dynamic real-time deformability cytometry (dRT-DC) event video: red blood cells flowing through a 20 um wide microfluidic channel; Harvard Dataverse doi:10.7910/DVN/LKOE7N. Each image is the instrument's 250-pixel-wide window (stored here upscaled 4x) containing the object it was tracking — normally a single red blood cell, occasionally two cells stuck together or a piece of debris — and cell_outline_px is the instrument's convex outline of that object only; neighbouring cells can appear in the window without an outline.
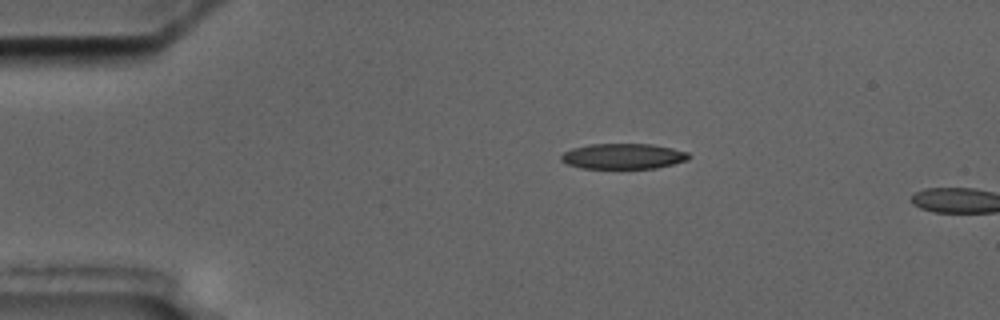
{"species": "common noctule bat (a hibernating species)", "species_latin": "Nyctalus noctula", "temperature_condition": "cold", "stored_images_in_passage": 2, "camera_frame_rate_fps": 3000, "um_per_image_px": 0.085, "animal": {"sex": "male", "body_mass_g": 17.5, "forearm_length_mm": 52.3}, "frame": {"image": 1, "passage_image": 1, "time_ms": 0.0, "image_size_px": [1000, 320], "cell_outline_px": [[692, 156], [688, 160], [656, 168], [580, 168], [568, 164], [560, 160], [560, 156], [564, 152], [572, 148], [588, 144], [652, 144], [672, 148], [688, 152]], "centroid_in_image_um": [52.97, 13.27], "position_along_channel_um": 32.0, "area_um2": 19.02}}